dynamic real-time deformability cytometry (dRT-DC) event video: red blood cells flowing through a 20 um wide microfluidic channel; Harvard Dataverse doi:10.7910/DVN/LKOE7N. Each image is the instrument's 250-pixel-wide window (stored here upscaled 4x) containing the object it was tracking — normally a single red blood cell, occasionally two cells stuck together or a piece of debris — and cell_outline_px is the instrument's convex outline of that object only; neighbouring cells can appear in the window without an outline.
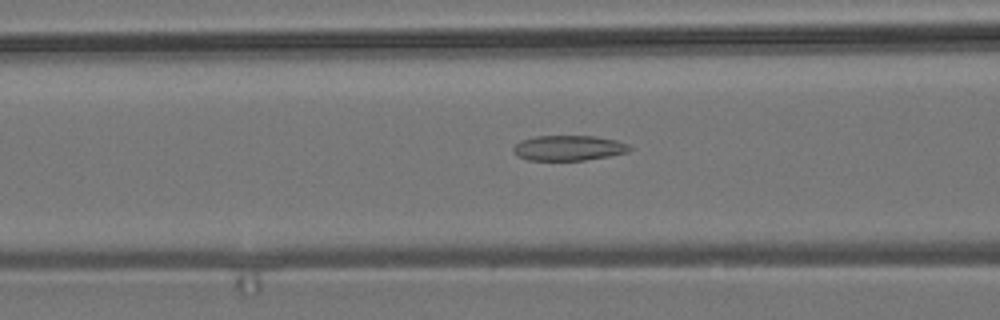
{"species": "common noctule bat (a hibernating species)", "species_latin": "Nyctalus noctula", "temperature_condition": "room temperature", "stored_images_in_passage": 49, "camera_frame_rate_fps": 3000, "um_per_image_px": 0.085, "animal": {"sex": "male", "body_mass_g": 19.2, "forearm_length_mm": 51.8}, "frame": {"image": 1, "passage_image": 16, "time_ms": 5.0, "image_size_px": [1000, 320], "cell_outline_px": [[632, 148], [628, 152], [608, 156], [584, 160], [528, 160], [516, 156], [512, 152], [512, 148], [520, 140], [536, 136], [596, 136], [616, 140], [628, 144]], "centroid_in_image_um": [48.3, 12.57], "position_along_channel_um": 118.3, "area_um2": 17.17}}
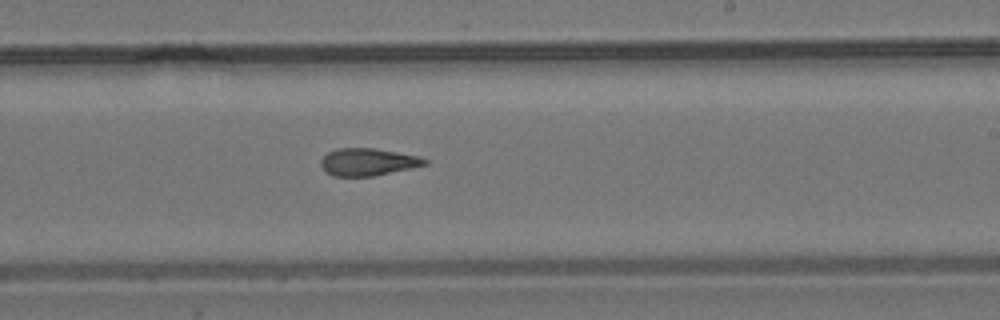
{"frame": {"image": 2, "passage_image": 27, "time_ms": 8.667, "image_size_px": [1000, 320], "cell_outline_px": [[428, 164], [372, 176], [332, 176], [320, 164], [320, 160], [328, 152], [336, 148], [372, 148], [420, 156], [428, 160]], "centroid_in_image_um": [31.26, 13.76], "position_along_channel_um": 257.7, "area_um2": 16.36}}
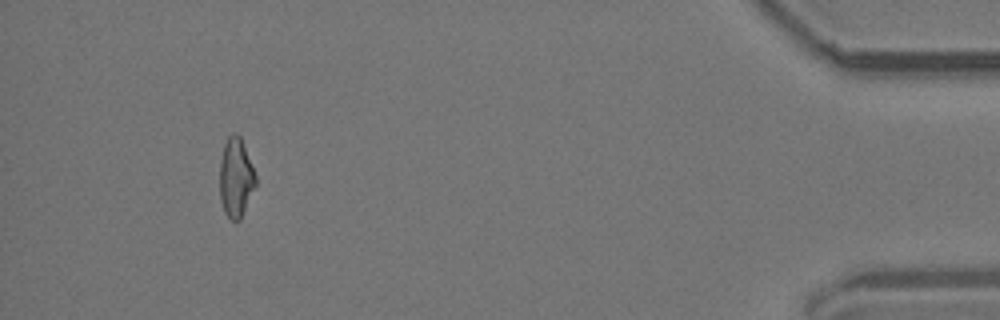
{"frame": {"image": 3, "passage_image": 45, "time_ms": 14.667, "image_size_px": [1000, 320], "cell_outline_px": [[256, 184], [240, 220], [232, 220], [224, 212], [220, 200], [220, 160], [224, 144], [228, 136], [232, 132], [236, 132], [240, 136], [256, 176]], "centroid_in_image_um": [20.03, 15.08], "position_along_channel_um": 415.2, "area_um2": 16.47}, "authors_computed_cell_mechanics": {"area_um2": 17.1666, "velocity_mm_per_s": 3.7971, "shape_relaxation_time_tau1_ms": null, "shape_relaxation_time_tau2_ms": 3.2176, "deformation_change_tau1": null, "deformation_change_tau2": 0.131}}